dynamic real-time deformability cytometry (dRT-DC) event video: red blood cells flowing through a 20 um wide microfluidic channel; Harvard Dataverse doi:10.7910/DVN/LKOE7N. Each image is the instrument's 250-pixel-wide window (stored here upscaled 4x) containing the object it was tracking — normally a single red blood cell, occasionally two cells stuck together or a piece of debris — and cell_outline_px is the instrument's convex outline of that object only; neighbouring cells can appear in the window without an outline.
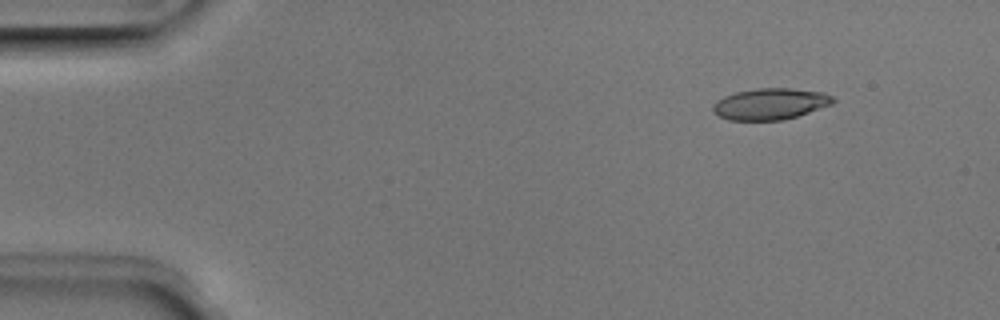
{"species": "Egyptian fruit bat (a non-hibernating species)", "species_latin": "Rousettus aegyptiacus", "temperature_condition": "room temperature", "stored_images_in_passage": 5, "camera_frame_rate_fps": 3000, "um_per_image_px": 0.085, "animal": {"sex": "male"}, "frame": {"image": 1, "passage_image": 1, "time_ms": 0.0, "image_size_px": [1000, 320], "cell_outline_px": [[836, 100], [832, 104], [784, 120], [728, 120], [712, 112], [712, 104], [716, 100], [724, 96], [736, 92], [760, 88], [792, 88], [824, 92], [832, 96]], "centroid_in_image_um": [65.45, 8.83], "position_along_channel_um": 19.5, "area_um2": 21.96}}
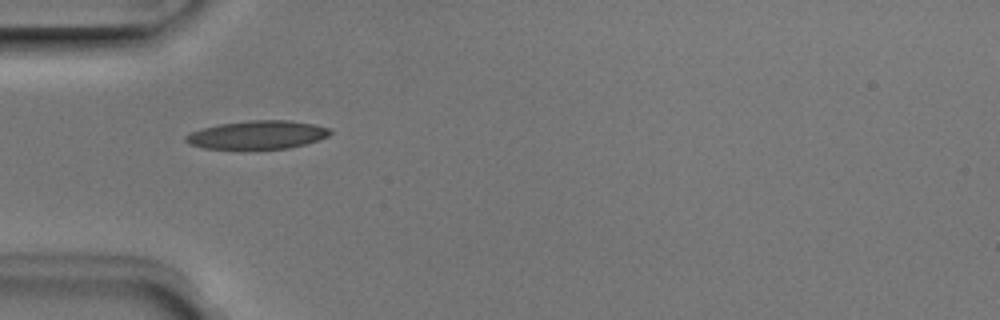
{"frame": {"image": 2, "passage_image": 4, "time_ms": 1.0, "image_size_px": [1000, 320], "cell_outline_px": [[332, 132], [328, 136], [304, 144], [288, 148], [204, 148], [188, 144], [184, 140], [184, 136], [192, 132], [204, 128], [220, 124], [248, 120], [288, 120], [316, 124], [328, 128]], "centroid_in_image_um": [21.88, 11.45], "position_along_channel_um": 63.1, "area_um2": 23.52}}